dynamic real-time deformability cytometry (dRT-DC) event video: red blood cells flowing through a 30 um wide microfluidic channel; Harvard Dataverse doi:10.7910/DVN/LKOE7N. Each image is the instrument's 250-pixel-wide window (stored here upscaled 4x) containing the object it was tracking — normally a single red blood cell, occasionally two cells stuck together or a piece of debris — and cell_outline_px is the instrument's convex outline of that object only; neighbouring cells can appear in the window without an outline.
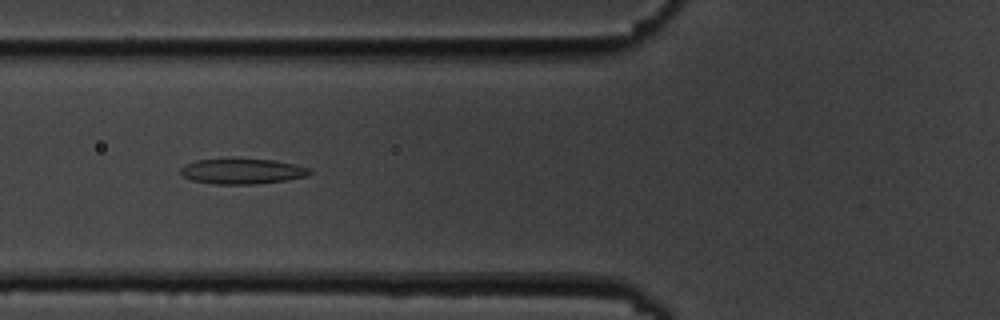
{"species": "common noctule bat (a hibernating species)", "species_latin": "Nyctalus noctula", "temperature_condition": "cold", "stored_images_in_passage": 7, "camera_frame_rate_fps": 3000, "um_per_image_px": 0.085, "animal": {"sex": "male", "body_mass_g": 19.5, "forearm_length_mm": 54.6}, "frame": {"image": 1, "passage_image": 6, "time_ms": 5.667, "image_size_px": [1000, 320], "cell_outline_px": [[312, 172], [308, 176], [284, 180], [256, 184], [216, 184], [192, 180], [184, 176], [180, 172], [180, 168], [184, 164], [196, 160], [272, 160], [292, 164], [308, 168]], "centroid_in_image_um": [20.56, 14.58], "position_along_channel_um": 105.2, "area_um2": 18.55}}
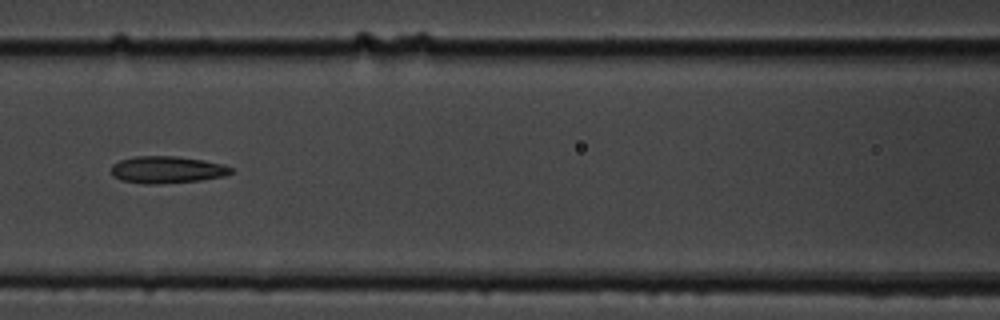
{"frame": {"image": 2, "passage_image": 7, "time_ms": 7.0, "image_size_px": [1000, 320], "cell_outline_px": [[232, 172], [224, 176], [200, 180], [152, 184], [144, 184], [120, 180], [112, 176], [112, 164], [120, 160], [136, 156], [176, 156], [204, 160], [224, 164], [232, 168]], "centroid_in_image_um": [14.18, 14.42], "position_along_channel_um": 152.4, "area_um2": 18.84}}